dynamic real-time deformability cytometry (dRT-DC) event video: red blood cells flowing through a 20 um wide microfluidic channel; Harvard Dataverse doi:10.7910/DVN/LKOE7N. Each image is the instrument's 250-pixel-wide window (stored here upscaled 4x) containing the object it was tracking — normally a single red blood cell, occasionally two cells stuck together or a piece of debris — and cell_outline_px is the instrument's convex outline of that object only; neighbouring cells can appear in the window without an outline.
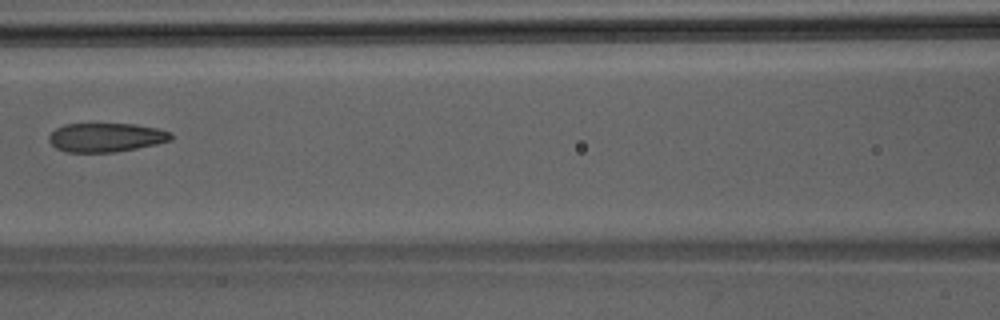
{"species": "Egyptian fruit bat (a non-hibernating species)", "species_latin": "Rousettus aegyptiacus", "temperature_condition": "room temperature", "stored_images_in_passage": 6, "camera_frame_rate_fps": 3000, "um_per_image_px": 0.085, "animal": {"sex": "male"}, "frame": {"image": 1, "passage_image": 6, "time_ms": 1.667, "image_size_px": [1000, 320], "cell_outline_px": [[172, 140], [156, 144], [136, 148], [112, 152], [64, 152], [56, 148], [48, 140], [48, 136], [56, 128], [64, 124], [136, 124], [156, 128], [172, 132]], "centroid_in_image_um": [9.0, 11.68], "position_along_channel_um": 157.6, "area_um2": 20.58}}